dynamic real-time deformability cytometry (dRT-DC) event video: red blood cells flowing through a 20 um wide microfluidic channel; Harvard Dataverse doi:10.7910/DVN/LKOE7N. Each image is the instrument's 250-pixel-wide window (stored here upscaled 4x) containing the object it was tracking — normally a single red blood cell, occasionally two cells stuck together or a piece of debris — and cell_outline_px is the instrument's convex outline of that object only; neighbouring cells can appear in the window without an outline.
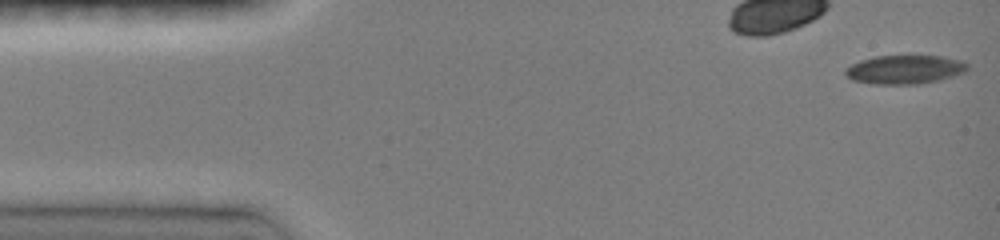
{"species": "common noctule bat (a hibernating species)", "species_latin": "Nyctalus noctula", "temperature_condition": "room temperature", "stored_images_in_passage": 46, "camera_frame_rate_fps": 3000, "um_per_image_px": 0.085, "animal": {"sex": "female", "body_mass_g": 19.0, "forearm_length_mm": 51.5}, "frame": {"image": 1, "passage_image": 1, "time_ms": 0.0, "image_size_px": [1000, 240], "cell_outline_px": [[968, 68], [964, 72], [940, 80], [920, 84], [872, 84], [852, 80], [844, 76], [844, 68], [860, 60], [872, 56], [940, 56], [964, 60], [968, 64]], "centroid_in_image_um": [76.87, 5.91], "position_along_channel_um": 8.1, "area_um2": 20.75}}
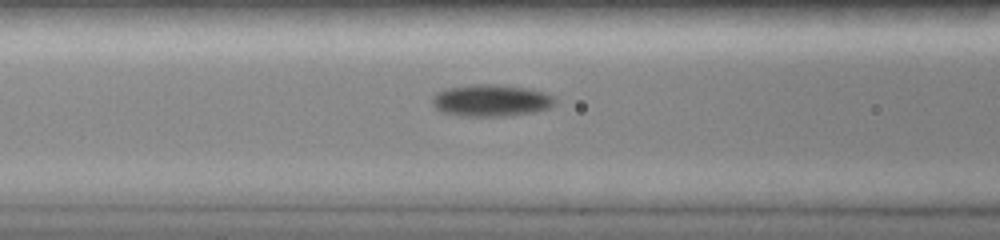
{"frame": {"image": 2, "passage_image": 18, "time_ms": 5.667, "image_size_px": [1000, 240], "cell_outline_px": [[556, 104], [548, 108], [536, 112], [508, 116], [456, 116], [444, 112], [436, 108], [432, 104], [432, 96], [436, 92], [444, 88], [468, 84], [496, 84], [528, 88], [544, 92], [552, 96], [556, 100]], "centroid_in_image_um": [41.72, 8.53], "position_along_channel_um": 124.9, "area_um2": 23.24}}
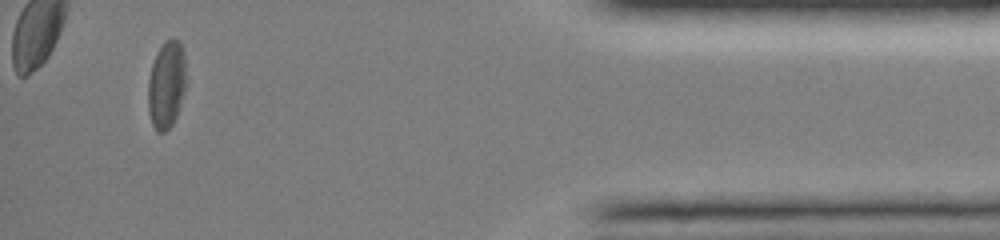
{"frame": {"image": 3, "passage_image": 43, "time_ms": 14.0, "image_size_px": [1000, 240], "cell_outline_px": [[188, 84], [176, 116], [172, 124], [164, 132], [156, 132], [152, 124], [148, 108], [148, 80], [152, 64], [156, 52], [164, 40], [172, 36], [180, 40], [184, 52]], "centroid_in_image_um": [14.18, 7.13], "position_along_channel_um": 421.0, "area_um2": 20.11}, "authors_computed_cell_mechanics": {"area_um2": 20.6635, "velocity_mm_per_s": 4.0991, "shape_relaxation_time_tau1_ms": 8.1603, "shape_relaxation_time_tau2_ms": 4.0848, "deformation_change_tau1": 0.1632, "deformation_change_tau2": 0.0868}}